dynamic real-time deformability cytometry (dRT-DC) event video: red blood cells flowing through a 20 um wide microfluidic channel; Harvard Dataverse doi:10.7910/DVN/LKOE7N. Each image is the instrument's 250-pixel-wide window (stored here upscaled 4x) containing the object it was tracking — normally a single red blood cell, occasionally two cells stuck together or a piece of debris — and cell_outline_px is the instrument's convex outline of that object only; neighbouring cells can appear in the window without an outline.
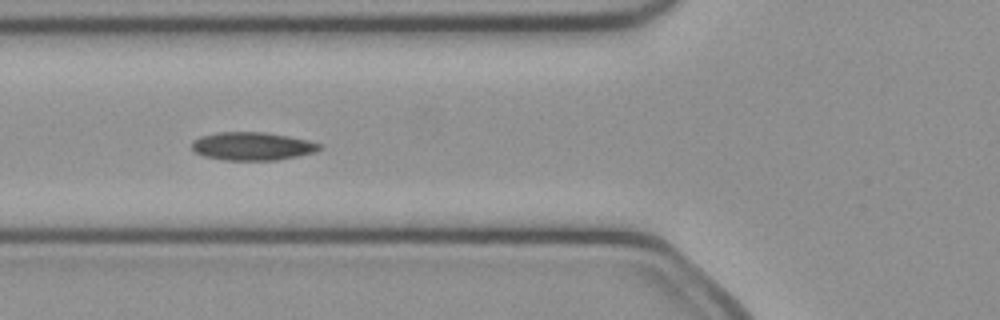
{"species": "common noctule bat (a hibernating species)", "species_latin": "Nyctalus noctula", "temperature_condition": "cold", "stored_images_in_passage": 50, "camera_frame_rate_fps": 3000, "um_per_image_px": 0.085, "animal": {"sex": "female", "body_mass_g": 21.9}, "frame": {"image": 1, "passage_image": 18, "time_ms": 5.667, "image_size_px": [1000, 320], "cell_outline_px": [[324, 148], [316, 152], [276, 160], [224, 160], [204, 156], [192, 152], [192, 140], [200, 136], [220, 132], [264, 132], [288, 136], [308, 140], [324, 144]], "centroid_in_image_um": [21.46, 12.43], "position_along_channel_um": 104.3, "area_um2": 21.15}}
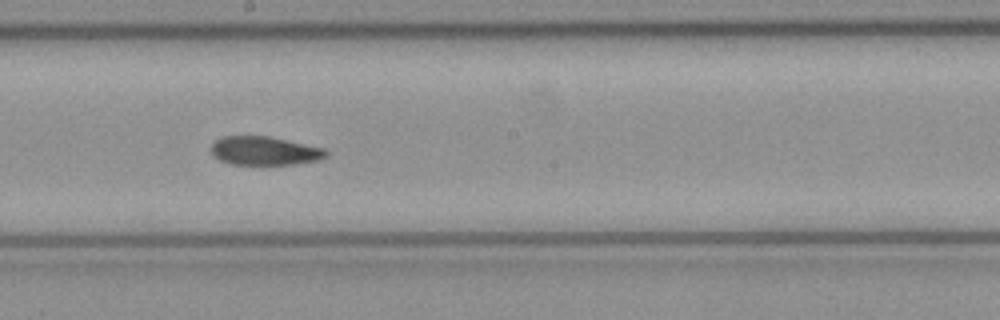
{"frame": {"image": 2, "passage_image": 27, "time_ms": 8.667, "image_size_px": [1000, 320], "cell_outline_px": [[328, 156], [320, 160], [296, 164], [228, 164], [220, 160], [212, 152], [212, 144], [216, 140], [224, 136], [268, 136], [324, 148], [328, 152]], "centroid_in_image_um": [22.52, 12.82], "position_along_channel_um": 225.7, "area_um2": 19.07}}
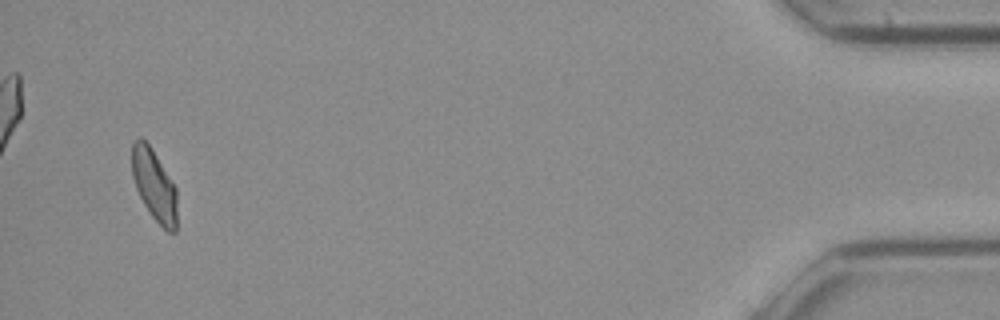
{"frame": {"image": 3, "passage_image": 48, "time_ms": 15.667, "image_size_px": [1000, 320], "cell_outline_px": [[176, 232], [168, 232], [152, 216], [144, 204], [136, 188], [132, 176], [132, 144], [140, 136], [152, 148], [176, 188]], "centroid_in_image_um": [13.1, 15.72], "position_along_channel_um": 422.1, "area_um2": 18.5}, "authors_computed_cell_mechanics": {"area_um2": 20.23, "velocity_mm_per_s": 4.0379, "shape_relaxation_time_tau1_ms": 10.9675, "shape_relaxation_time_tau2_ms": 2.896, "deformation_change_tau1": 0.1802, "deformation_change_tau2": 0.0771}}